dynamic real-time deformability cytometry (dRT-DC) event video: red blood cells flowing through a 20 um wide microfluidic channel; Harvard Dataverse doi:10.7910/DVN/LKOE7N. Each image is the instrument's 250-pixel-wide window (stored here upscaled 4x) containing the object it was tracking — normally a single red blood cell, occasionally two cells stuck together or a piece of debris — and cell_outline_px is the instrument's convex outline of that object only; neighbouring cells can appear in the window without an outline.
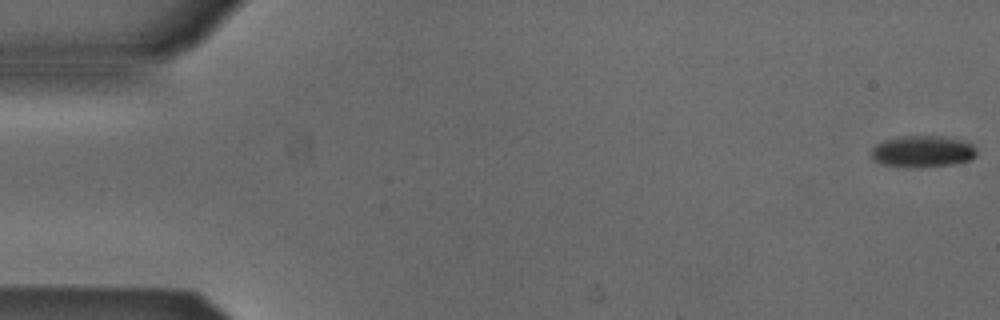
{"species": "Egyptian fruit bat (a non-hibernating species)", "species_latin": "Rousettus aegyptiacus", "temperature_condition": "cold", "stored_images_in_passage": 53, "camera_frame_rate_fps": 3000, "um_per_image_px": 0.085, "animal": {"sex": "male"}, "frame": {"image": 1, "passage_image": 1, "time_ms": 0.0, "image_size_px": [1000, 320], "cell_outline_px": [[976, 156], [972, 160], [952, 164], [912, 168], [904, 168], [880, 164], [872, 160], [872, 148], [876, 144], [884, 140], [900, 136], [944, 136], [960, 140], [972, 144], [976, 148]], "centroid_in_image_um": [78.4, 12.89], "position_along_channel_um": 6.6, "area_um2": 19.71}}
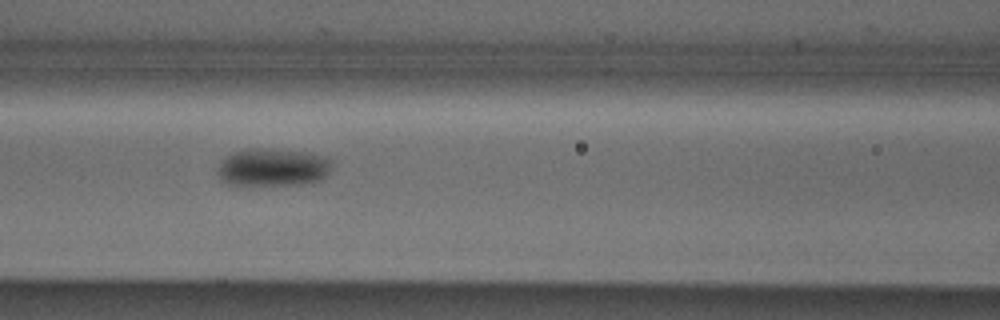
{"frame": {"image": 2, "passage_image": 23, "time_ms": 7.333, "image_size_px": [1000, 320], "cell_outline_px": [[332, 164], [328, 172], [320, 180], [300, 184], [228, 184], [216, 172], [220, 164], [232, 152], [248, 148], [256, 148], [304, 152], [324, 156], [332, 160]], "centroid_in_image_um": [23.2, 14.21], "position_along_channel_um": 143.4, "area_um2": 24.62}}
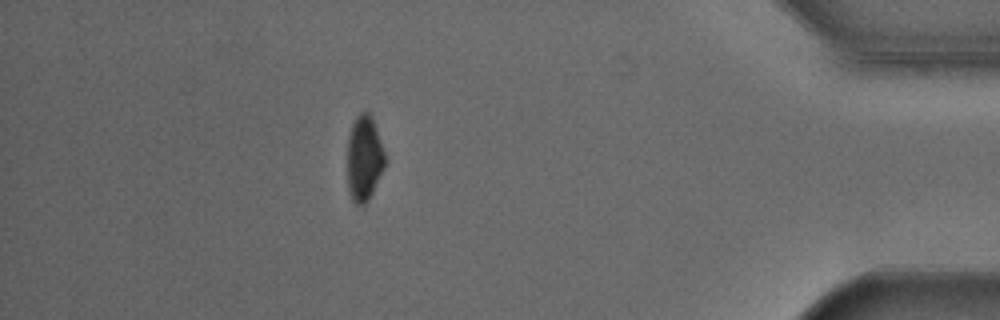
{"frame": {"image": 3, "passage_image": 47, "time_ms": 15.333, "image_size_px": [1000, 320], "cell_outline_px": [[384, 168], [368, 200], [364, 204], [356, 204], [352, 200], [348, 188], [348, 136], [352, 124], [356, 116], [360, 112], [368, 112], [372, 116], [384, 152]], "centroid_in_image_um": [30.94, 13.43], "position_along_channel_um": 404.3, "area_um2": 18.44}, "authors_computed_cell_mechanics": {"area_um2": 21.5016, "velocity_mm_per_s": 3.879, "shape_relaxation_time_tau1_ms": 3.0449, "shape_relaxation_time_tau2_ms": null, "deformation_change_tau1": 0.0747, "deformation_change_tau2": null}}